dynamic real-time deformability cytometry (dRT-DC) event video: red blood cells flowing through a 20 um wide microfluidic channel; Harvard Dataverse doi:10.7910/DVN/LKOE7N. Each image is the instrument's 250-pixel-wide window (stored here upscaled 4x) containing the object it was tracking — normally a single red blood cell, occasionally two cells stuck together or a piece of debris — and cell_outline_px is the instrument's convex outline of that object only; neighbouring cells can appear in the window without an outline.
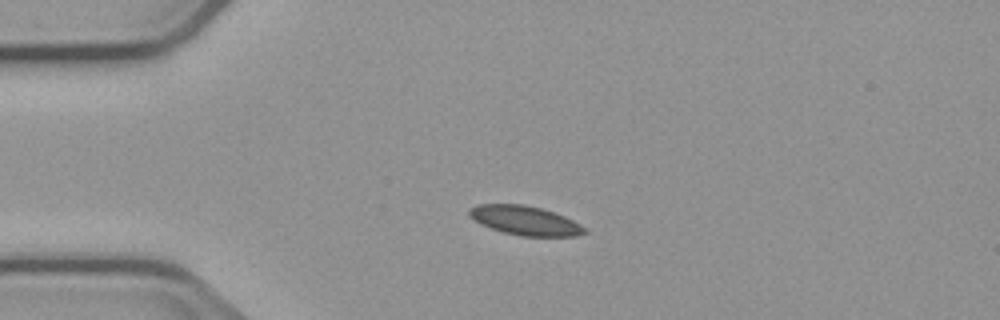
{"species": "common noctule bat (a hibernating species)", "species_latin": "Nyctalus noctula", "temperature_condition": "cold", "stored_images_in_passage": 4, "camera_frame_rate_fps": 3000, "um_per_image_px": 0.085, "animal": {"sex": "male", "body_mass_g": 23.1, "forearm_length_mm": 52.7}, "frame": {"image": 1, "passage_image": 3, "time_ms": 2.333, "image_size_px": [1000, 320], "cell_outline_px": [[588, 232], [576, 236], [520, 236], [504, 232], [480, 224], [468, 216], [468, 208], [480, 204], [524, 204], [540, 208], [564, 216], [580, 224]], "centroid_in_image_um": [44.59, 18.74], "position_along_channel_um": 40.4, "area_um2": 19.54}}